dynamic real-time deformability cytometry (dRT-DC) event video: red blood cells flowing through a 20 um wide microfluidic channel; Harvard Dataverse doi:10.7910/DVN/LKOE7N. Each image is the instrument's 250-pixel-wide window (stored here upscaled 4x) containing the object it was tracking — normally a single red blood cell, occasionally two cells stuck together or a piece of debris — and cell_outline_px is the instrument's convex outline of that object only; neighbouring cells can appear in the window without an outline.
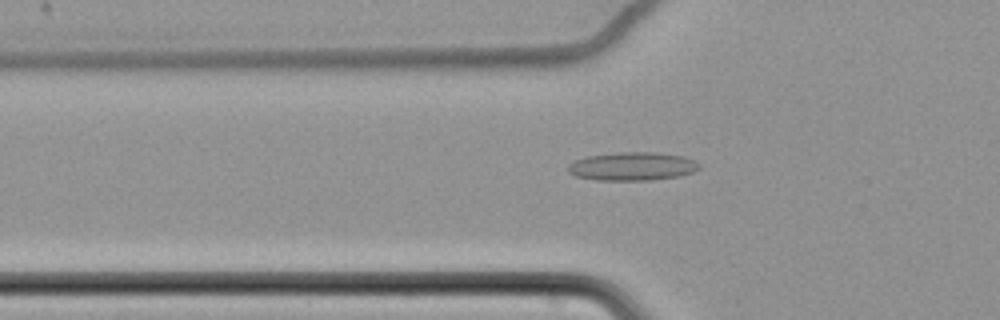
{"species": "common noctule bat (a hibernating species)", "species_latin": "Nyctalus noctula", "temperature_condition": "cold", "stored_images_in_passage": 42, "camera_frame_rate_fps": 3000, "um_per_image_px": 0.085, "animal": {"sex": "female", "body_mass_g": 22.7, "forearm_length_mm": 54.2}, "frame": {"image": 1, "passage_image": 24, "time_ms": 7.667, "image_size_px": [1000, 320], "cell_outline_px": [[700, 168], [692, 172], [680, 176], [652, 180], [596, 180], [576, 176], [568, 172], [568, 164], [572, 160], [588, 156], [616, 152], [656, 152], [684, 156], [696, 160], [700, 164]], "centroid_in_image_um": [53.76, 14.13], "position_along_channel_um": 72.0, "area_um2": 21.96}}
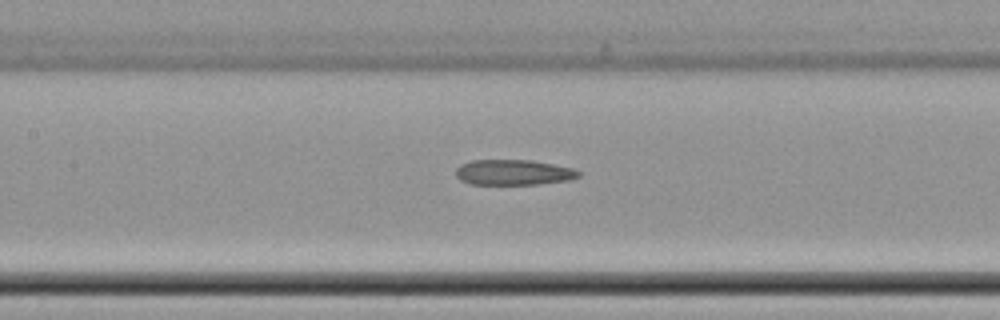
{"frame": {"image": 2, "passage_image": 32, "time_ms": 10.333, "image_size_px": [1000, 320], "cell_outline_px": [[580, 176], [572, 180], [536, 184], [468, 184], [460, 180], [456, 176], [456, 168], [460, 164], [472, 160], [532, 160], [572, 168], [580, 172]], "centroid_in_image_um": [43.63, 14.65], "position_along_channel_um": 163.8, "area_um2": 18.26}}
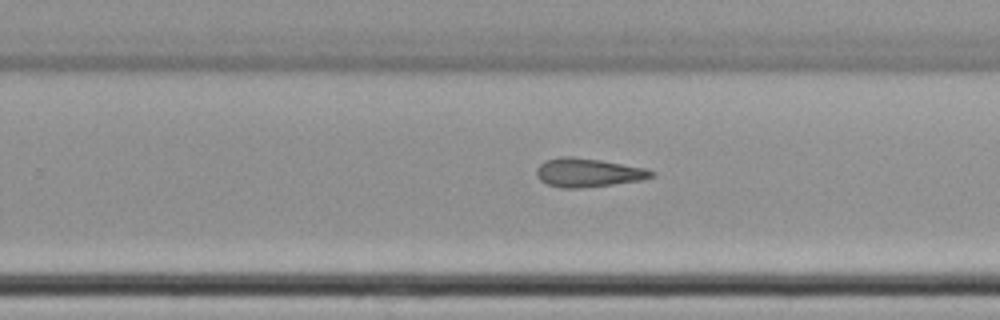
{"frame": {"image": 3, "passage_image": 42, "time_ms": 13.667, "image_size_px": [1000, 320], "cell_outline_px": [[656, 176], [644, 180], [580, 188], [560, 188], [548, 184], [540, 180], [536, 176], [536, 168], [544, 160], [560, 156], [572, 156], [600, 160], [644, 168], [656, 172]], "centroid_in_image_um": [49.97, 14.67], "position_along_channel_um": 279.8, "area_um2": 19.36}}